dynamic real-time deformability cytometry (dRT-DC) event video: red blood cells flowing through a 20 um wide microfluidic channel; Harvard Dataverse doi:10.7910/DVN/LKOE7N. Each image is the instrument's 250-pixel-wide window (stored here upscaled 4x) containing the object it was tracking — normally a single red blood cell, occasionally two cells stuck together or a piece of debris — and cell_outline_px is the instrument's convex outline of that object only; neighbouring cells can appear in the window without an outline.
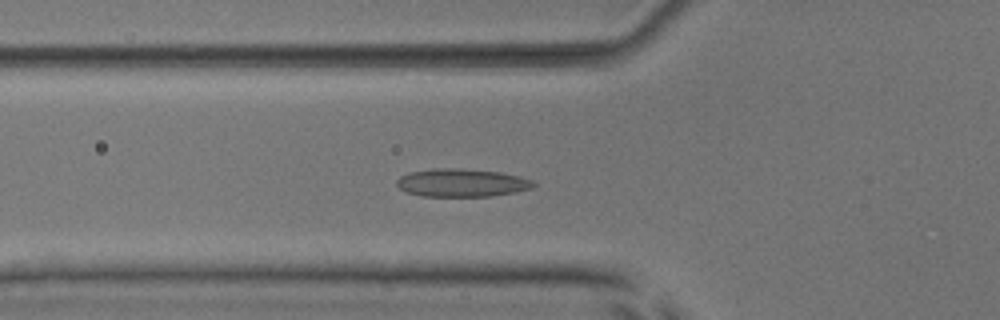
{"species": "common noctule bat (a hibernating species)", "species_latin": "Nyctalus noctula", "temperature_condition": "room temperature", "stored_images_in_passage": 51, "camera_frame_rate_fps": 3000, "um_per_image_px": 0.085, "animal": {"sex": "male", "body_mass_g": 17.9, "forearm_length_mm": 54.2}, "frame": {"image": 1, "passage_image": 18, "time_ms": 5.667, "image_size_px": [1000, 320], "cell_outline_px": [[536, 184], [532, 188], [516, 192], [492, 196], [420, 196], [408, 192], [400, 188], [396, 184], [396, 180], [400, 176], [408, 172], [432, 168], [460, 168], [500, 172], [520, 176], [532, 180]], "centroid_in_image_um": [39.24, 15.53], "position_along_channel_um": 86.6, "area_um2": 22.48}}
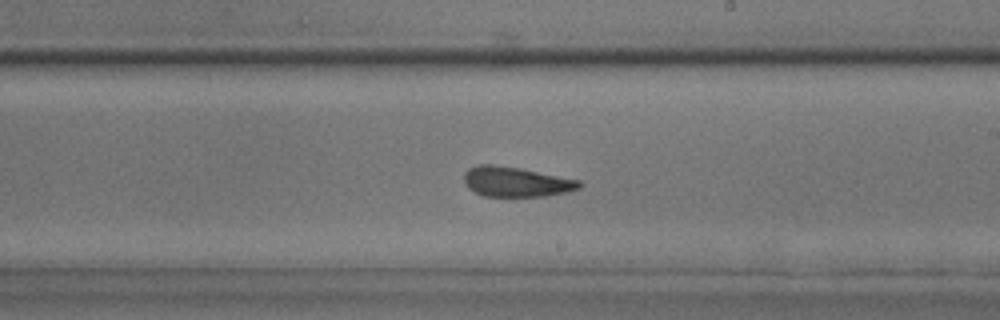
{"frame": {"image": 2, "passage_image": 30, "time_ms": 9.667, "image_size_px": [1000, 320], "cell_outline_px": [[584, 184], [580, 188], [568, 192], [544, 196], [484, 196], [468, 188], [464, 184], [464, 172], [468, 168], [480, 164], [492, 164], [520, 168], [580, 180]], "centroid_in_image_um": [43.87, 15.45], "position_along_channel_um": 245.1, "area_um2": 20.23}}
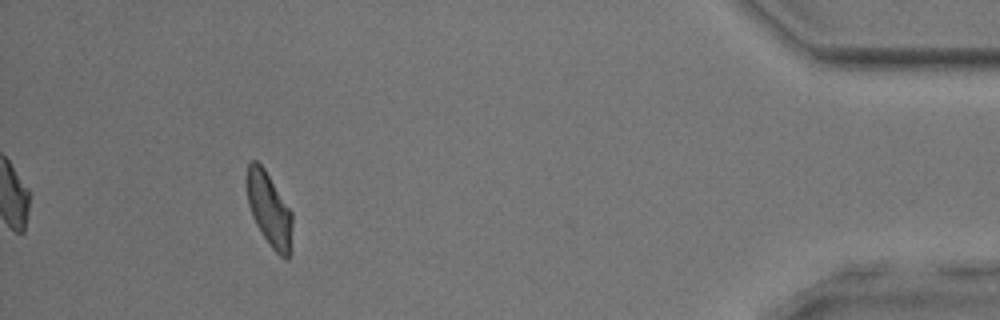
{"frame": {"image": 3, "passage_image": 47, "time_ms": 15.333, "image_size_px": [1000, 320], "cell_outline_px": [[292, 252], [284, 260], [272, 248], [256, 224], [252, 216], [248, 204], [248, 164], [252, 160], [256, 160], [264, 168], [292, 212]], "centroid_in_image_um": [22.92, 17.86], "position_along_channel_um": 412.3, "area_um2": 19.31}, "authors_computed_cell_mechanics": {"area_um2": 20.6346, "velocity_mm_per_s": 3.9689, "shape_relaxation_time_tau1_ms": null, "shape_relaxation_time_tau2_ms": 2.1983, "deformation_change_tau1": null, "deformation_change_tau2": 0.085}}